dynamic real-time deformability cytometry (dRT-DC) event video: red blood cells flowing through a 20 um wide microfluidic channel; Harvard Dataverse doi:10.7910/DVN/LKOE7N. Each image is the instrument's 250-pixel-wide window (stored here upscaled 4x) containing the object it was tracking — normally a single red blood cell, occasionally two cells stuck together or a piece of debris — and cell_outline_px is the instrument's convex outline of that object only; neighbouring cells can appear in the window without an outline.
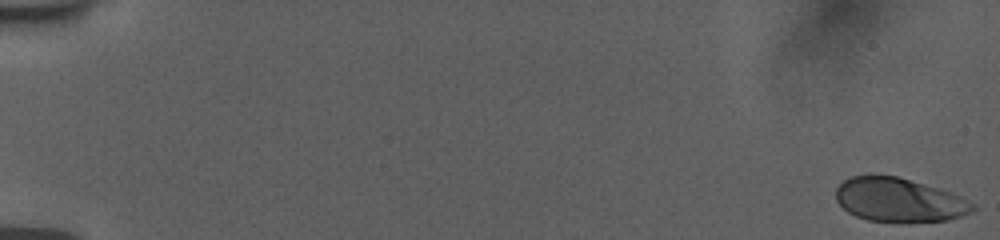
{"species": "human", "species_latin": "Homo sapiens", "temperature_condition": "room temperature", "stored_images_in_passage": 56, "camera_frame_rate_fps": 3000, "um_per_image_px": 0.085, "donor": {"sex": "female"}, "frame": {"image": 1, "passage_image": 1, "time_ms": 0.0, "image_size_px": [1000, 240], "cell_outline_px": [[976, 208], [972, 212], [948, 220], [868, 220], [856, 216], [848, 212], [836, 200], [836, 188], [844, 180], [852, 176], [896, 176], [936, 188], [960, 196], [976, 204]], "centroid_in_image_um": [76.41, 16.98], "position_along_channel_um": 8.6, "area_um2": 33.93}}
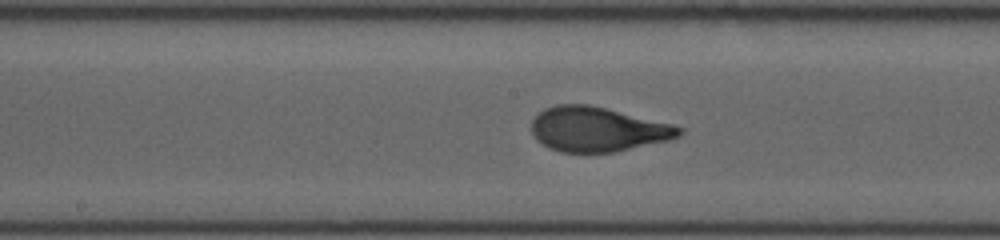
{"frame": {"image": 2, "passage_image": 31, "time_ms": 10.0, "image_size_px": [1000, 240], "cell_outline_px": [[684, 132], [668, 140], [612, 152], [560, 152], [548, 148], [540, 144], [536, 140], [532, 132], [532, 120], [536, 112], [544, 108], [556, 104], [588, 104], [672, 124], [684, 128]], "centroid_in_image_um": [50.72, 10.98], "position_along_channel_um": 197.5, "area_um2": 38.32}}
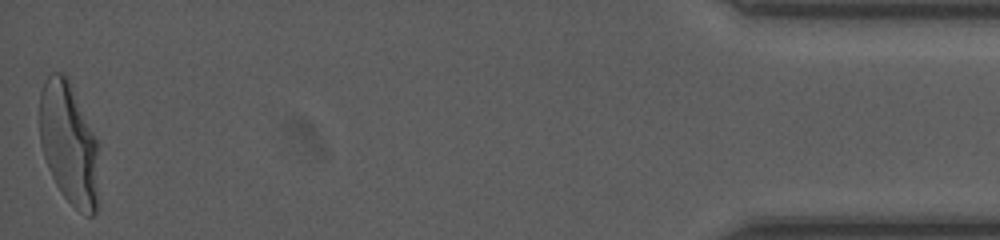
{"frame": {"image": 3, "passage_image": 56, "time_ms": 18.333, "image_size_px": [1000, 240], "cell_outline_px": [[100, 208], [92, 216], [88, 216], [80, 212], [64, 196], [56, 184], [48, 168], [40, 144], [40, 92], [48, 76], [52, 72], [64, 72], [68, 76], [96, 140]], "centroid_in_image_um": [5.87, 12.24], "position_along_channel_um": 429.3, "area_um2": 42.37}, "authors_computed_cell_mechanics": {"area_um2": 37.6856, "velocity_mm_per_s": 3.7546, "shape_relaxation_time_tau1_ms": 3.7728, "shape_relaxation_time_tau2_ms": null, "deformation_change_tau1": 0.1901, "deformation_change_tau2": null}}